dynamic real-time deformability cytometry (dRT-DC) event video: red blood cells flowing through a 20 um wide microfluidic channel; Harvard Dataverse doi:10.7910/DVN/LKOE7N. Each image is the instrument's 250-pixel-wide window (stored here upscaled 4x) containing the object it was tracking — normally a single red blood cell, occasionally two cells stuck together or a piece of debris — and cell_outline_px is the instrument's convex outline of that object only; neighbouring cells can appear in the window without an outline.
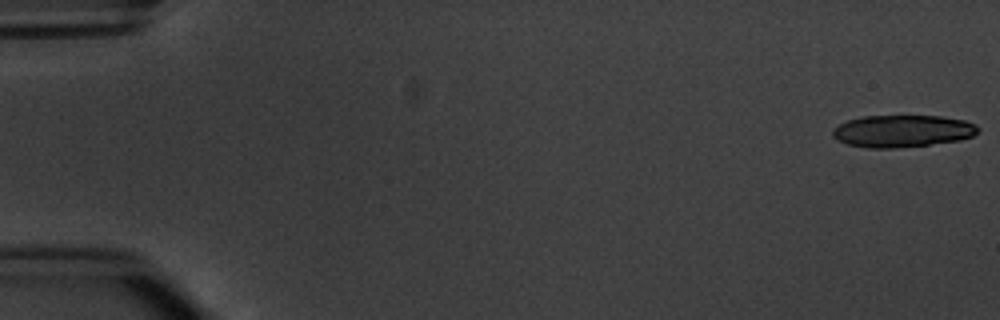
{"species": "common noctule bat (a hibernating species)", "species_latin": "Nyctalus noctula", "temperature_condition": "warm", "stored_images_in_passage": 5, "segment_of_instrument_passage": [2, 2], "camera_frame_rate_fps": 3000, "um_per_image_px": 0.085, "animal": {"sex": "male", "body_mass_g": 20.1, "forearm_length_mm": 53.5}, "frame": {"image": 1, "passage_image": 5, "time_ms": 5.667, "image_size_px": [1000, 320], "cell_outline_px": [[980, 132], [972, 136], [960, 140], [896, 148], [868, 148], [848, 144], [832, 136], [832, 128], [848, 120], [864, 116], [940, 116], [964, 120], [976, 124], [980, 128]], "centroid_in_image_um": [76.73, 11.13], "position_along_channel_um": 8.3, "area_um2": 27.17}}